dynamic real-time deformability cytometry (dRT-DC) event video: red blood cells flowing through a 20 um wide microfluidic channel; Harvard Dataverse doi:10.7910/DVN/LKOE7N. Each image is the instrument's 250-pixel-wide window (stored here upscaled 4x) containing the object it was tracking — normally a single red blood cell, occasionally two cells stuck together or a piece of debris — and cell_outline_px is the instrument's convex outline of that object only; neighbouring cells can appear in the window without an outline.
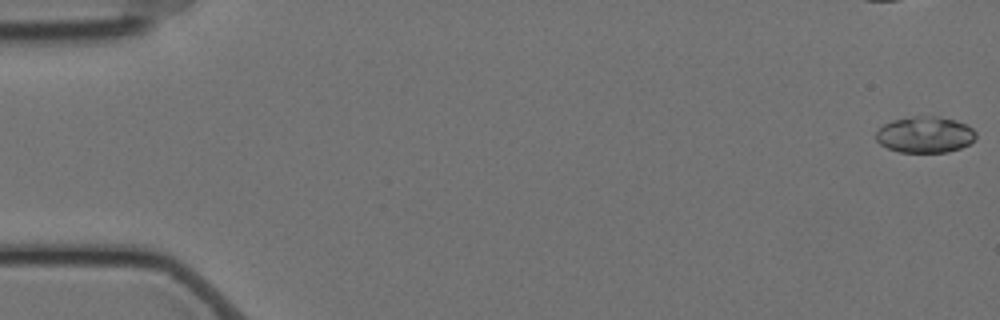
{"species": "Egyptian fruit bat (a non-hibernating species)", "species_latin": "Rousettus aegyptiacus", "temperature_condition": "cold", "stored_images_in_passage": 58, "camera_frame_rate_fps": 3000, "um_per_image_px": 0.085, "animal": {"sex": "female"}, "frame": {"image": 1, "passage_image": 1, "time_ms": 0.0, "image_size_px": [1000, 320], "cell_outline_px": [[976, 140], [960, 148], [948, 152], [900, 152], [888, 148], [880, 144], [876, 140], [876, 132], [884, 124], [892, 120], [912, 116], [936, 116], [956, 120], [968, 124], [976, 132]], "centroid_in_image_um": [78.65, 11.44], "position_along_channel_um": 6.4, "area_um2": 21.27}}